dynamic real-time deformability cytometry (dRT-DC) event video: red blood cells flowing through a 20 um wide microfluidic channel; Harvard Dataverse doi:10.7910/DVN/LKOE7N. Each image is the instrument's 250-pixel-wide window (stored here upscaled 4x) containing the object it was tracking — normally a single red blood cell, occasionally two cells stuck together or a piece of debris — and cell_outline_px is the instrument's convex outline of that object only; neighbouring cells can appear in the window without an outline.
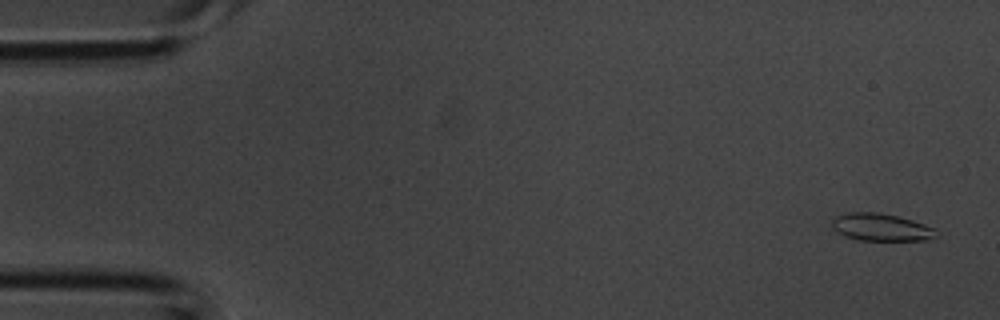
{"species": "common noctule bat (a hibernating species)", "species_latin": "Nyctalus noctula", "temperature_condition": "room temperature", "stored_images_in_passage": 4, "camera_frame_rate_fps": 3000, "um_per_image_px": 0.085, "animal": {"sex": "male", "body_mass_g": 20.1, "forearm_length_mm": 53.5}, "frame": {"image": 1, "passage_image": 1, "time_ms": 0.0, "image_size_px": [1000, 320], "cell_outline_px": [[940, 236], [928, 240], [860, 240], [844, 236], [836, 232], [832, 228], [832, 220], [836, 216], [848, 212], [880, 212], [912, 220], [936, 228]], "centroid_in_image_um": [74.92, 19.32], "position_along_channel_um": 10.1, "area_um2": 16.88}}
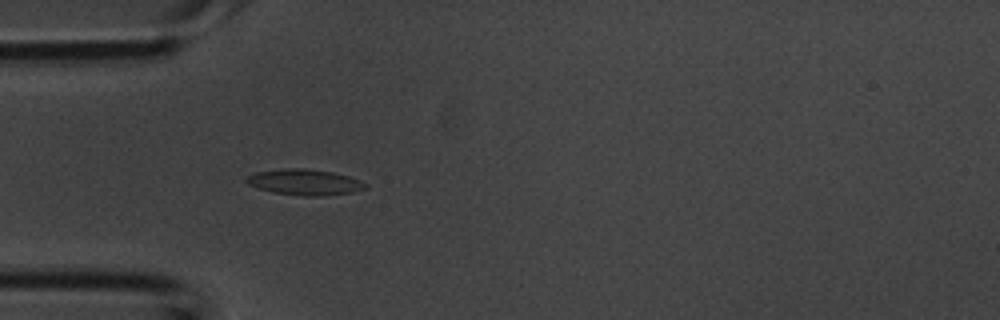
{"frame": {"image": 2, "passage_image": 4, "time_ms": 1.0, "image_size_px": [1000, 320], "cell_outline_px": [[368, 188], [352, 192], [324, 196], [304, 196], [272, 192], [248, 184], [244, 180], [248, 176], [256, 172], [284, 168], [304, 168], [332, 172], [348, 176], [360, 180], [368, 184]], "centroid_in_image_um": [25.92, 15.48], "position_along_channel_um": 59.1, "area_um2": 17.92}}